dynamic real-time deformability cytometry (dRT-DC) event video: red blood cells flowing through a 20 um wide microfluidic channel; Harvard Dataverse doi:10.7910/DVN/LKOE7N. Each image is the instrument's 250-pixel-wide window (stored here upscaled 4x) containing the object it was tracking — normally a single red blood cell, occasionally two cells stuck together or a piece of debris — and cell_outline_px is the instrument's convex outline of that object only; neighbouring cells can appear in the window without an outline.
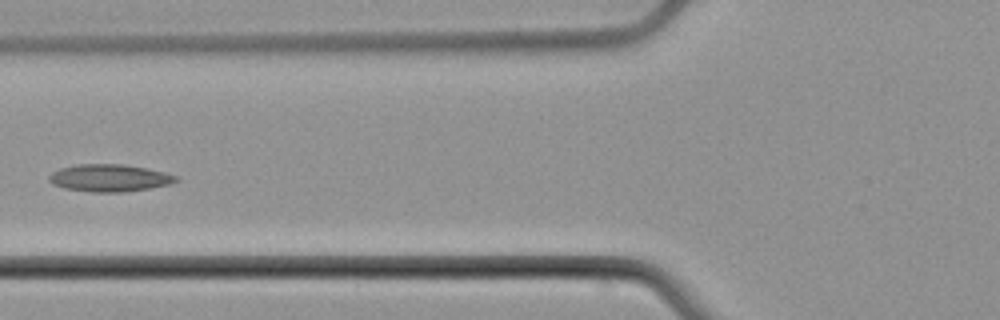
{"species": "common noctule bat (a hibernating species)", "species_latin": "Nyctalus noctula", "temperature_condition": "cold", "stored_images_in_passage": 6, "camera_frame_rate_fps": 3000, "um_per_image_px": 0.085, "animal": {"sex": "male", "body_mass_g": 21.5, "forearm_length_mm": 52.0}, "frame": {"image": 1, "passage_image": 5, "time_ms": 6.0, "image_size_px": [1000, 320], "cell_outline_px": [[180, 180], [172, 184], [148, 188], [120, 192], [92, 192], [64, 188], [52, 184], [48, 180], [48, 176], [52, 172], [60, 168], [76, 164], [124, 164], [148, 168], [180, 176]], "centroid_in_image_um": [9.33, 15.12], "position_along_channel_um": 116.5, "area_um2": 20.4}}
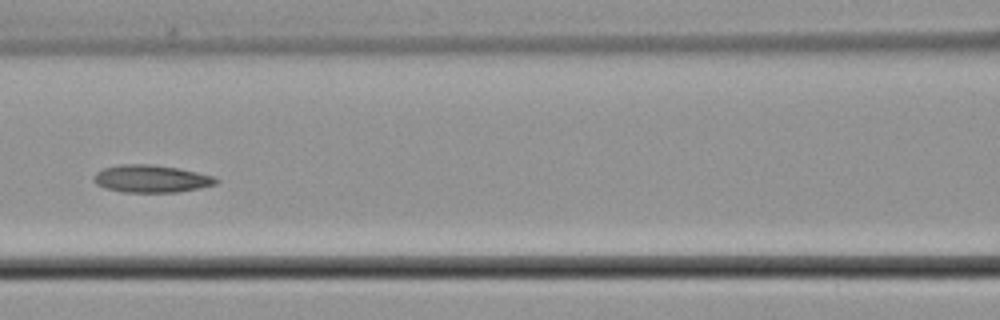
{"frame": {"image": 2, "passage_image": 6, "time_ms": 7.0, "image_size_px": [1000, 320], "cell_outline_px": [[220, 180], [216, 184], [200, 188], [176, 192], [124, 192], [104, 188], [96, 184], [92, 180], [92, 176], [96, 172], [104, 168], [120, 164], [148, 164], [176, 168], [216, 176]], "centroid_in_image_um": [12.84, 15.19], "position_along_channel_um": 153.8, "area_um2": 19.65}}